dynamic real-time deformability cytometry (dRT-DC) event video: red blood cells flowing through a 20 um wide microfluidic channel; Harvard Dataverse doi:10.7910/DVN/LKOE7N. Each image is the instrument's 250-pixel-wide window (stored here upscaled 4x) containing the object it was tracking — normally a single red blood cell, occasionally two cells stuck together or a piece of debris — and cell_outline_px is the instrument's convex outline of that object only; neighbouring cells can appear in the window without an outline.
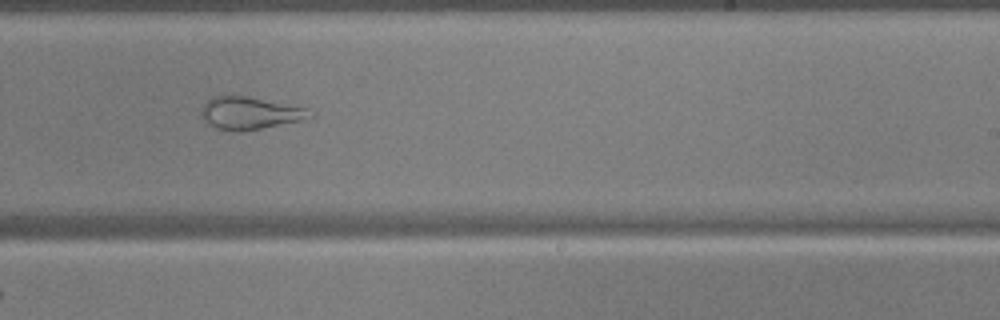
{"species": "common noctule bat (a hibernating species)", "species_latin": "Nyctalus noctula", "temperature_condition": "warm", "stored_images_in_passage": 51, "camera_frame_rate_fps": 3000, "um_per_image_px": 0.085, "animal": {"sex": "male", "body_mass_g": 17.9, "forearm_length_mm": 54.2}, "frame": {"image": 1, "passage_image": 31, "time_ms": 10.0, "image_size_px": [1000, 320], "cell_outline_px": [[316, 116], [304, 120], [260, 128], [212, 128], [204, 120], [200, 112], [204, 104], [212, 96], [244, 96], [308, 108], [316, 112]], "centroid_in_image_um": [21.31, 9.58], "position_along_channel_um": 267.7, "area_um2": 19.94}}
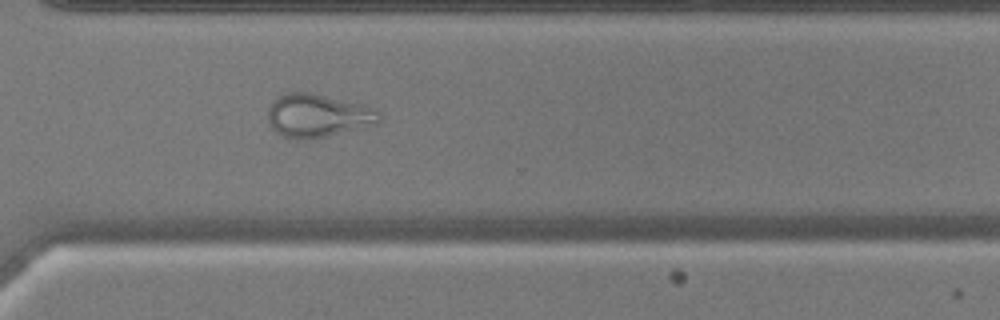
{"frame": {"image": 2, "passage_image": 37, "time_ms": 12.0, "image_size_px": [1000, 320], "cell_outline_px": [[380, 120], [328, 136], [308, 140], [300, 140], [284, 136], [276, 132], [272, 128], [268, 120], [268, 108], [276, 96], [284, 92], [312, 92], [364, 104], [380, 112]], "centroid_in_image_um": [26.92, 9.8], "position_along_channel_um": 343.7, "area_um2": 27.92}}
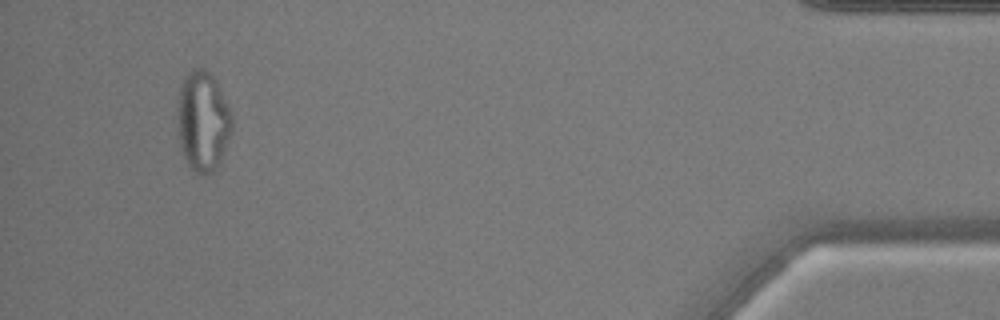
{"frame": {"image": 3, "passage_image": 48, "time_ms": 15.667, "image_size_px": [1000, 320], "cell_outline_px": [[232, 128], [220, 160], [216, 168], [212, 172], [204, 176], [196, 176], [180, 152], [176, 116], [176, 108], [180, 88], [184, 76], [192, 68], [204, 68], [216, 80], [232, 112]], "centroid_in_image_um": [17.21, 10.32], "position_along_channel_um": 418.0, "area_um2": 32.43}}